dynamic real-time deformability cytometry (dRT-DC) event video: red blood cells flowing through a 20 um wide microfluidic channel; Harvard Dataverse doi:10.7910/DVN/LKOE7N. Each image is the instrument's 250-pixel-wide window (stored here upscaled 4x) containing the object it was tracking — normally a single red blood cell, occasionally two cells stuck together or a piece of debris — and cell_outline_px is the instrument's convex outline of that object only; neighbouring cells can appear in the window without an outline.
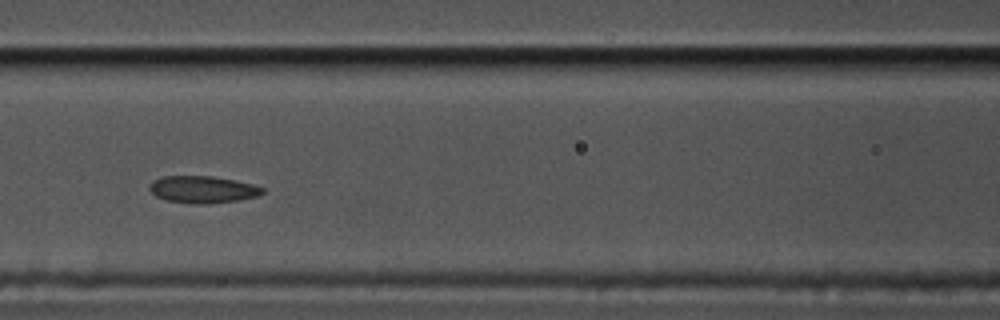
{"species": "common noctule bat (a hibernating species)", "species_latin": "Nyctalus noctula", "temperature_condition": "cold", "stored_images_in_passage": 23, "camera_frame_rate_fps": 3000, "um_per_image_px": 0.085, "animal": {"sex": "male", "body_mass_g": 17.5, "forearm_length_mm": 52.3}, "frame": {"image": 1, "passage_image": 10, "time_ms": 3.0, "image_size_px": [1000, 320], "cell_outline_px": [[264, 192], [256, 196], [240, 200], [208, 204], [192, 204], [168, 200], [156, 196], [148, 188], [152, 180], [164, 176], [212, 176], [252, 184], [264, 188]], "centroid_in_image_um": [17.21, 16.11], "position_along_channel_um": 149.4, "area_um2": 17.74}}
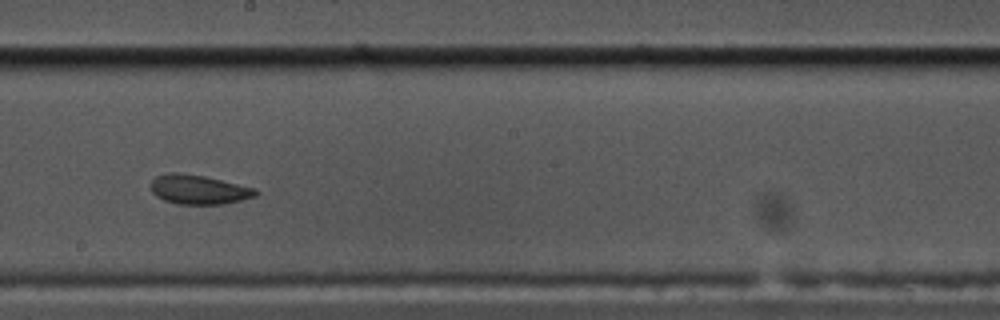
{"frame": {"image": 2, "passage_image": 17, "time_ms": 5.333, "image_size_px": [1000, 320], "cell_outline_px": [[260, 192], [256, 196], [224, 204], [176, 204], [164, 200], [156, 196], [152, 192], [152, 180], [156, 176], [168, 172], [176, 172], [204, 176], [256, 188]], "centroid_in_image_um": [16.9, 16.11], "position_along_channel_um": 231.3, "area_um2": 17.92}}
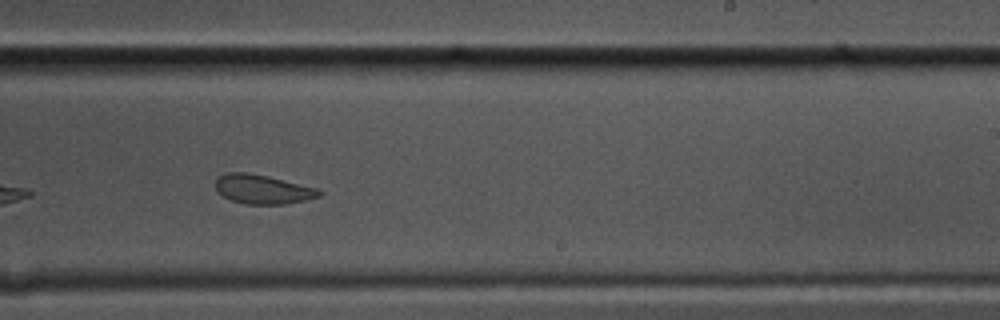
{"frame": {"image": 3, "passage_image": 20, "time_ms": 6.333, "image_size_px": [1000, 320], "cell_outline_px": [[324, 192], [320, 196], [304, 200], [284, 204], [244, 204], [232, 200], [224, 196], [216, 188], [216, 180], [220, 176], [228, 172], [248, 172], [268, 176], [316, 188]], "centroid_in_image_um": [22.34, 16.08], "position_along_channel_um": 266.7, "area_um2": 17.4}}